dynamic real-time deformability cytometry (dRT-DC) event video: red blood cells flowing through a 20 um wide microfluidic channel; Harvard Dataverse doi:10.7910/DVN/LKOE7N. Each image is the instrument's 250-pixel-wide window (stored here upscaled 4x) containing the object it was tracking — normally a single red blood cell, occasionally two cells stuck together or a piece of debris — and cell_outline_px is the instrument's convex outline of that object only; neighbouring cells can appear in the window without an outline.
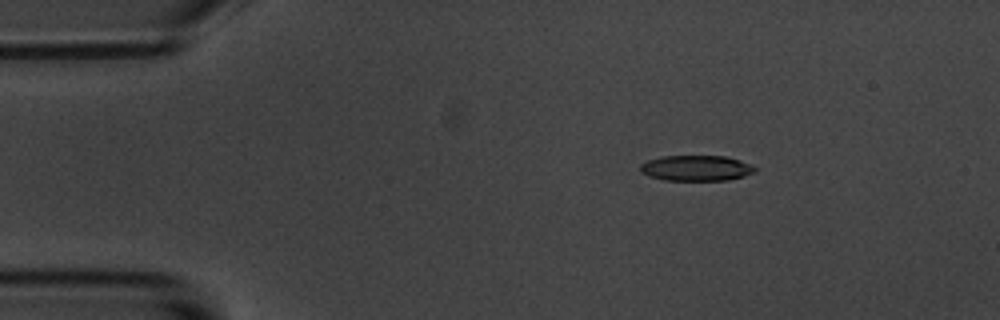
{"species": "common noctule bat (a hibernating species)", "species_latin": "Nyctalus noctula", "temperature_condition": "room temperature", "stored_images_in_passage": 4, "camera_frame_rate_fps": 3000, "um_per_image_px": 0.085, "animal": {"sex": "male", "body_mass_g": 20.1, "forearm_length_mm": 53.5}, "frame": {"image": 1, "passage_image": 2, "time_ms": 1.333, "image_size_px": [1000, 320], "cell_outline_px": [[756, 172], [744, 176], [728, 180], [664, 180], [648, 176], [640, 172], [640, 164], [648, 160], [660, 156], [724, 156], [740, 160], [752, 164], [756, 168]], "centroid_in_image_um": [59.18, 14.29], "position_along_channel_um": 25.8, "area_um2": 17.22}}